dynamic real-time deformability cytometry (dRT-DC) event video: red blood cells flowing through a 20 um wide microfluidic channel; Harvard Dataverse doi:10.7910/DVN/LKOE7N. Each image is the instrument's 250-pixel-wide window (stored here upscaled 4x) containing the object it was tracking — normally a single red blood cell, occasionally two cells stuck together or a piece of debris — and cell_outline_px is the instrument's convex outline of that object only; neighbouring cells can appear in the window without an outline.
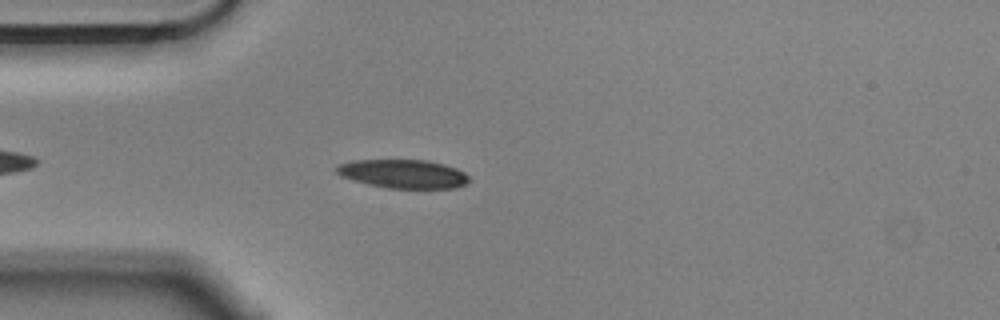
{"species": "Egyptian fruit bat (a non-hibernating species)", "species_latin": "Rousettus aegyptiacus", "temperature_condition": "cold", "stored_images_in_passage": 25, "camera_frame_rate_fps": 3000, "um_per_image_px": 0.085, "animal": {"sex": "male"}, "frame": {"image": 1, "passage_image": 7, "time_ms": 2.0, "image_size_px": [1000, 320], "cell_outline_px": [[468, 180], [464, 184], [456, 188], [388, 188], [368, 184], [340, 176], [336, 172], [336, 164], [352, 160], [428, 160], [444, 164], [456, 168], [464, 172], [468, 176]], "centroid_in_image_um": [34.24, 14.77], "position_along_channel_um": 50.8, "area_um2": 22.14}}
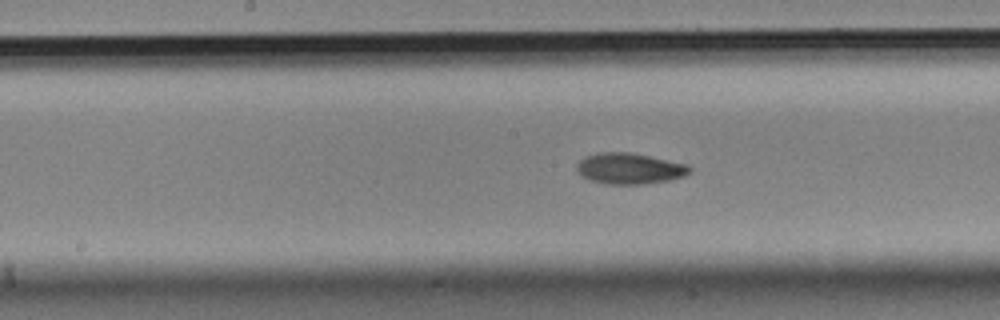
{"frame": {"image": 2, "passage_image": 16, "time_ms": 5.0, "image_size_px": [1000, 320], "cell_outline_px": [[692, 172], [684, 176], [668, 180], [640, 184], [608, 184], [588, 180], [576, 168], [576, 164], [584, 156], [600, 152], [628, 152], [688, 164], [692, 168]], "centroid_in_image_um": [53.52, 14.32], "position_along_channel_um": 194.7, "area_um2": 20.29}}
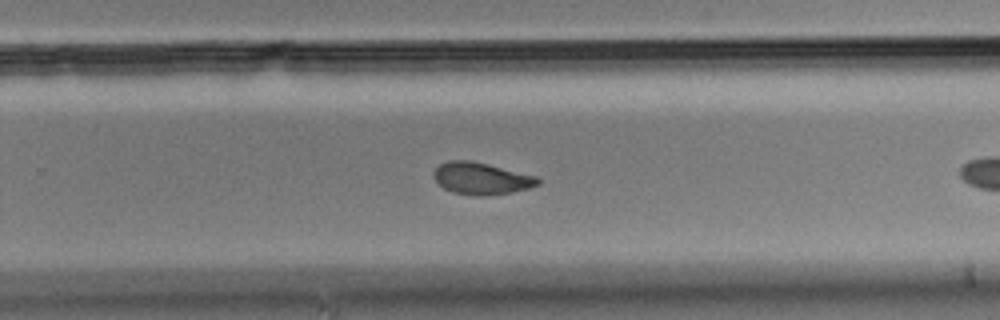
{"frame": {"image": 3, "passage_image": 24, "time_ms": 7.667, "image_size_px": [1000, 320], "cell_outline_px": [[540, 184], [528, 188], [512, 192], [480, 196], [476, 196], [452, 192], [444, 188], [432, 176], [432, 172], [440, 164], [452, 160], [472, 160], [536, 176], [540, 180]], "centroid_in_image_um": [40.9, 15.16], "position_along_channel_um": 288.9, "area_um2": 19.31}}